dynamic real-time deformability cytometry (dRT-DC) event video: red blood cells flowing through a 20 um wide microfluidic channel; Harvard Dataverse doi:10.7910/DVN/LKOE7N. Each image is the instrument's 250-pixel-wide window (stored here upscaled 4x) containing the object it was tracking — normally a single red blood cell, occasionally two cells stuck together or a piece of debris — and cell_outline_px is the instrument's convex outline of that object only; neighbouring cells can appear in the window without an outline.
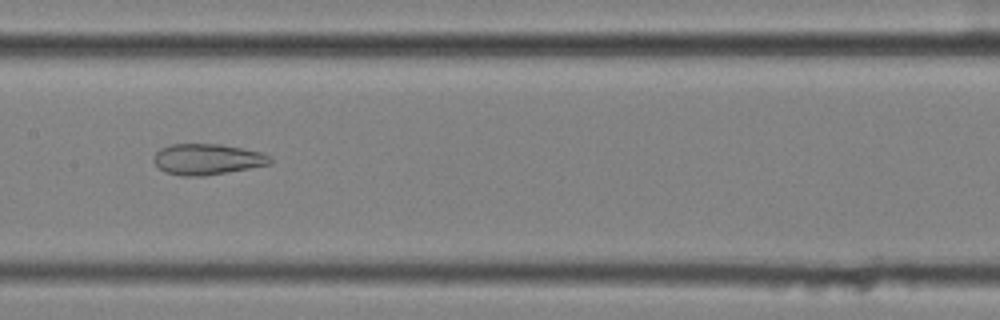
{"species": "common noctule bat (a hibernating species)", "species_latin": "Nyctalus noctula", "temperature_condition": "cold", "stored_images_in_passage": 39, "camera_frame_rate_fps": 3000, "um_per_image_px": 0.085, "animal": {"sex": "female", "body_mass_g": 25.1}, "frame": {"image": 1, "passage_image": 12, "time_ms": 3.667, "image_size_px": [1000, 320], "cell_outline_px": [[272, 160], [268, 164], [248, 168], [204, 176], [180, 176], [168, 172], [160, 168], [152, 160], [152, 156], [160, 148], [172, 144], [220, 144], [264, 152]], "centroid_in_image_um": [17.58, 13.52], "position_along_channel_um": 189.8, "area_um2": 20.81}}
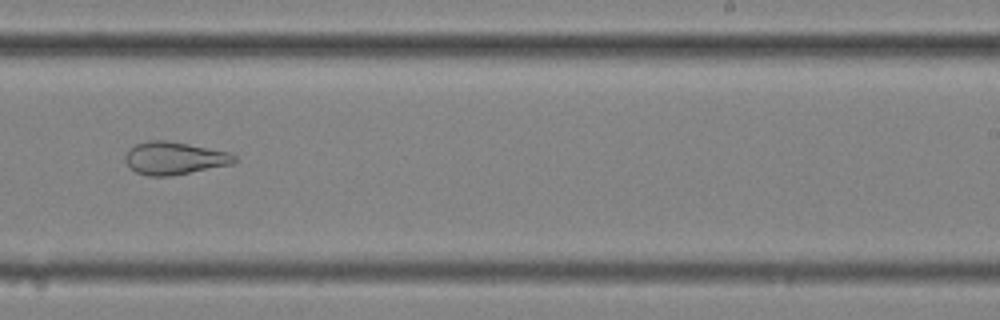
{"frame": {"image": 2, "passage_image": 19, "time_ms": 6.0, "image_size_px": [1000, 320], "cell_outline_px": [[240, 160], [232, 164], [172, 176], [148, 176], [136, 172], [124, 160], [124, 156], [128, 148], [136, 144], [148, 140], [164, 140], [188, 144], [232, 152]], "centroid_in_image_um": [14.85, 13.44], "position_along_channel_um": 274.2, "area_um2": 21.04}}
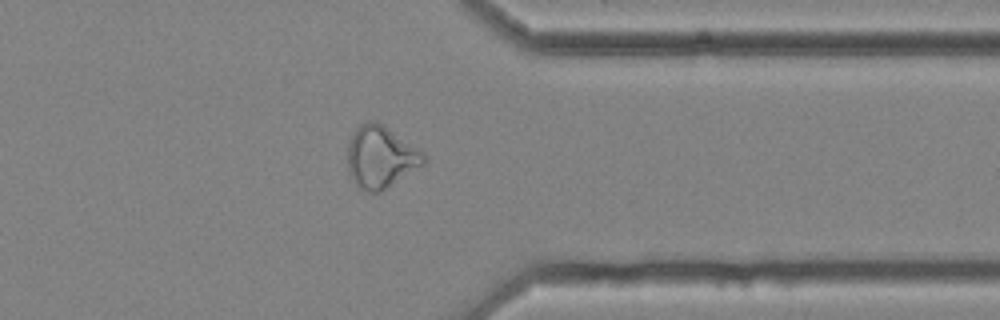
{"frame": {"image": 3, "passage_image": 28, "time_ms": 9.0, "image_size_px": [1000, 320], "cell_outline_px": [[428, 160], [424, 164], [380, 192], [368, 192], [360, 188], [352, 180], [348, 172], [348, 140], [352, 132], [360, 124], [368, 120], [376, 120], [424, 152], [428, 156]], "centroid_in_image_um": [32.35, 13.33], "position_along_channel_um": 379.0, "area_um2": 27.69}, "authors_computed_cell_mechanics": {"area_um2": 24.7962, "velocity_mm_per_s": 3.6231, "shape_relaxation_time_tau1_ms": null, "shape_relaxation_time_tau2_ms": 2.3592, "deformation_change_tau1": null, "deformation_change_tau2": 0.1015}}